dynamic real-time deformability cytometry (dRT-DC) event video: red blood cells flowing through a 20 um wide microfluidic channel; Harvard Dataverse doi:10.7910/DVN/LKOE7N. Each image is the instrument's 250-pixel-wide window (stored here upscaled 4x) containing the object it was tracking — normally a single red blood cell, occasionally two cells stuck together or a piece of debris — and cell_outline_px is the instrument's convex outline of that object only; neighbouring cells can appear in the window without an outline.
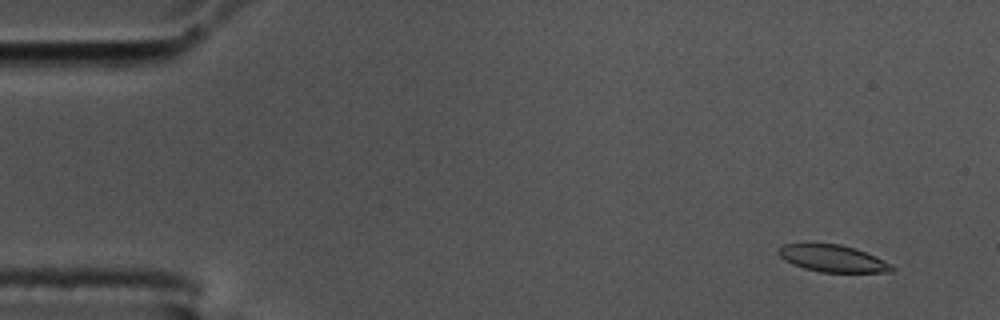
{"species": "common noctule bat (a hibernating species)", "species_latin": "Nyctalus noctula", "temperature_condition": "cold", "stored_images_in_passage": 56, "camera_frame_rate_fps": 3000, "um_per_image_px": 0.085, "animal": {"sex": "male", "body_mass_g": 17.5, "forearm_length_mm": 52.3}, "frame": {"image": 1, "passage_image": 4, "time_ms": 1.0, "image_size_px": [1000, 320], "cell_outline_px": [[896, 268], [892, 272], [820, 272], [804, 268], [792, 264], [784, 260], [776, 252], [776, 248], [784, 244], [812, 240], [840, 244], [876, 256], [892, 264]], "centroid_in_image_um": [70.69, 21.92], "position_along_channel_um": 14.3, "area_um2": 18.61}}
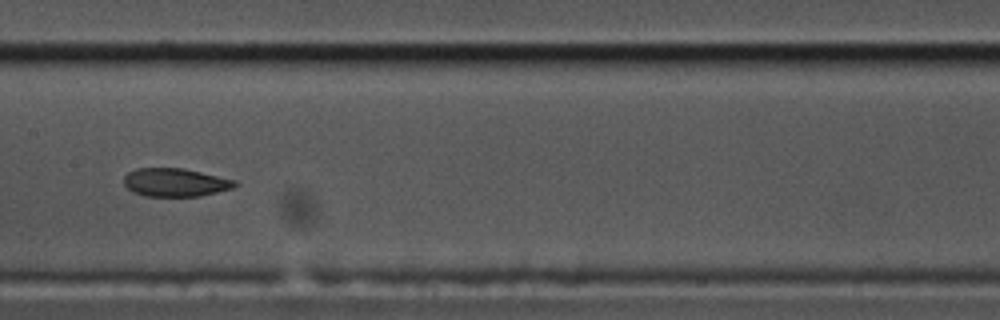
{"frame": {"image": 2, "passage_image": 28, "time_ms": 9.0, "image_size_px": [1000, 320], "cell_outline_px": [[236, 184], [232, 188], [200, 196], [144, 196], [132, 192], [124, 184], [124, 176], [128, 172], [136, 168], [184, 168], [236, 180]], "centroid_in_image_um": [14.86, 15.5], "position_along_channel_um": 192.5, "area_um2": 18.26}}
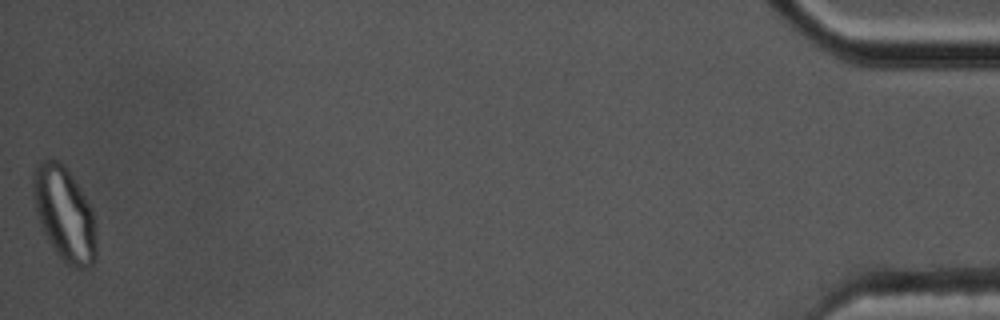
{"frame": {"image": 3, "passage_image": 56, "time_ms": 18.333, "image_size_px": [1000, 320], "cell_outline_px": [[96, 260], [88, 268], [72, 268], [56, 252], [48, 240], [40, 224], [36, 212], [32, 196], [32, 172], [36, 164], [40, 160], [48, 156], [52, 156], [72, 176], [80, 188], [92, 208], [96, 228]], "centroid_in_image_um": [5.46, 18.15], "position_along_channel_um": 429.7, "area_um2": 34.97}, "authors_computed_cell_mechanics": {"area_um2": 19.2185, "velocity_mm_per_s": 3.5758, "shape_relaxation_time_tau1_ms": 7.0055, "shape_relaxation_time_tau2_ms": 2.0696, "deformation_change_tau1": 0.1968, "deformation_change_tau2": 0.0757}}